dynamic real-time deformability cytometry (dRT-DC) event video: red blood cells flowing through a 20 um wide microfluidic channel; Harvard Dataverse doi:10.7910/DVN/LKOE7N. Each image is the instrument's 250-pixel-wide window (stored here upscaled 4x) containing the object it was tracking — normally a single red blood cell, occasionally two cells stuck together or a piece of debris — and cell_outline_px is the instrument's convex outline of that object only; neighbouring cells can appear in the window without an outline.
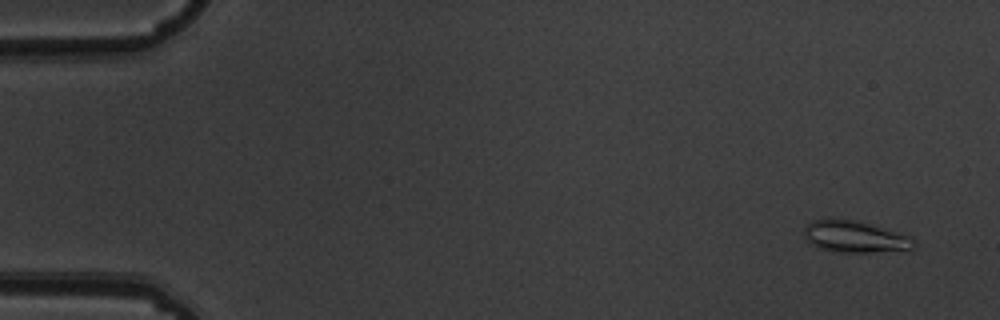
{"species": "common noctule bat (a hibernating species)", "species_latin": "Nyctalus noctula", "temperature_condition": "warm", "stored_images_in_passage": 6, "camera_frame_rate_fps": 3000, "um_per_image_px": 0.085, "animal": {"sex": "male", "body_mass_g": 19.5, "forearm_length_mm": 54.6}, "frame": {"image": 1, "passage_image": 2, "time_ms": 0.333, "image_size_px": [1000, 320], "cell_outline_px": [[916, 248], [868, 252], [836, 252], [820, 248], [812, 244], [804, 236], [804, 228], [812, 220], [860, 220], [912, 236], [916, 244]], "centroid_in_image_um": [72.72, 20.12], "position_along_channel_um": 12.3, "area_um2": 20.11}}